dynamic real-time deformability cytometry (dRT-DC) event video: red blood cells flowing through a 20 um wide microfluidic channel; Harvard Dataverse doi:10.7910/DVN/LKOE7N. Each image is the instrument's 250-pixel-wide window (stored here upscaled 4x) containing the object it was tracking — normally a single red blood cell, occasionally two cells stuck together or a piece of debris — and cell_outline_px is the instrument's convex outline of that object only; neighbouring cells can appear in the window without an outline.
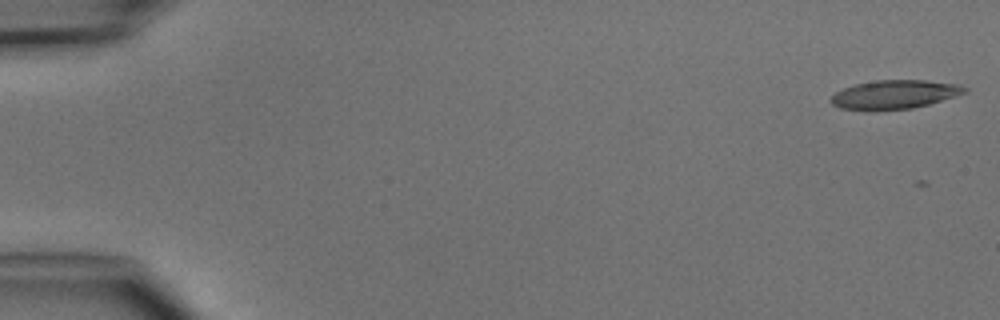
{"species": "common noctule bat (a hibernating species)", "species_latin": "Nyctalus noctula", "temperature_condition": "cold", "stored_images_in_passage": 5, "segment_of_instrument_passage": [2, 2], "camera_frame_rate_fps": 3000, "um_per_image_px": 0.085, "animal": {"sex": "male", "body_mass_g": 15.6}, "frame": {"image": 1, "passage_image": 5, "time_ms": 5.333, "image_size_px": [1000, 320], "cell_outline_px": [[968, 92], [928, 104], [912, 108], [840, 108], [832, 104], [832, 96], [836, 92], [844, 88], [856, 84], [876, 80], [924, 80], [956, 84], [968, 88]], "centroid_in_image_um": [76.09, 7.99], "position_along_channel_um": 8.9, "area_um2": 21.5}}